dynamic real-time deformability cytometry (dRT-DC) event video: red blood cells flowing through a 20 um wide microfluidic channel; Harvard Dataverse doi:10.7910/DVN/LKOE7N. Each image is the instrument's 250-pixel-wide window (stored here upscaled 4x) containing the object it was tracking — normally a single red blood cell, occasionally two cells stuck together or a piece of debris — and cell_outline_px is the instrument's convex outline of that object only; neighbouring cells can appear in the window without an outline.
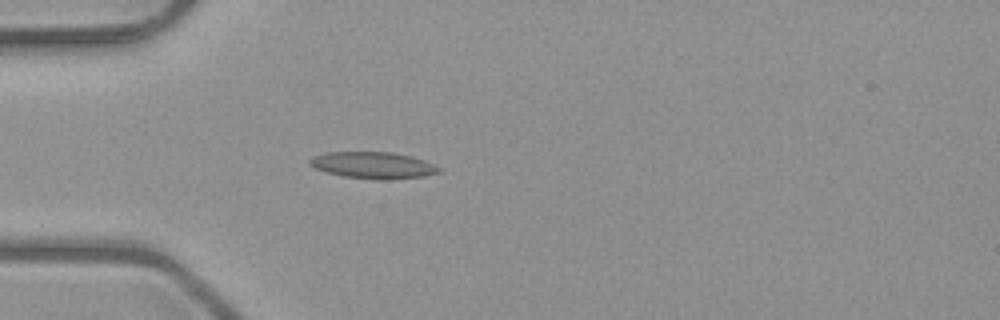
{"species": "common noctule bat (a hibernating species)", "species_latin": "Nyctalus noctula", "temperature_condition": "room temperature", "stored_images_in_passage": 45, "camera_frame_rate_fps": 3000, "um_per_image_px": 0.085, "animal": {"sex": "male", "body_mass_g": 23.1, "forearm_length_mm": 52.7}, "frame": {"image": 1, "passage_image": 9, "time_ms": 2.667, "image_size_px": [1000, 320], "cell_outline_px": [[440, 172], [424, 176], [344, 176], [328, 172], [316, 168], [308, 164], [308, 160], [312, 156], [328, 152], [392, 152], [412, 156], [424, 160], [440, 168]], "centroid_in_image_um": [31.65, 13.97], "position_along_channel_um": 53.4, "area_um2": 18.73}}
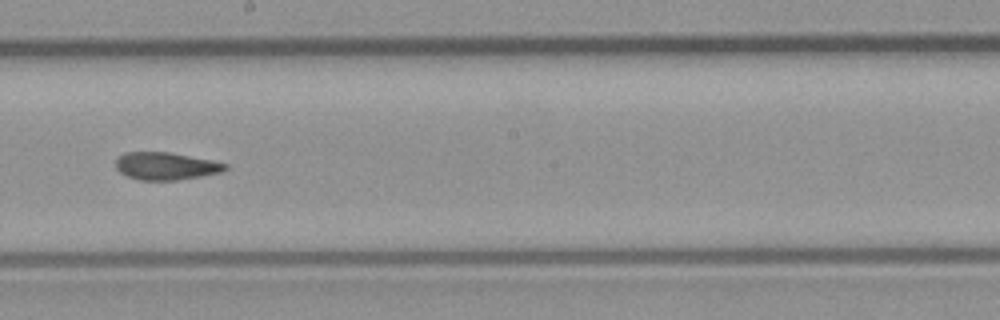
{"frame": {"image": 2, "passage_image": 23, "time_ms": 7.333, "image_size_px": [1000, 320], "cell_outline_px": [[228, 168], [220, 172], [200, 176], [176, 180], [140, 180], [128, 176], [120, 172], [116, 168], [116, 160], [124, 152], [168, 152], [212, 160], [228, 164]], "centroid_in_image_um": [14.09, 14.11], "position_along_channel_um": 234.1, "area_um2": 17.4}}
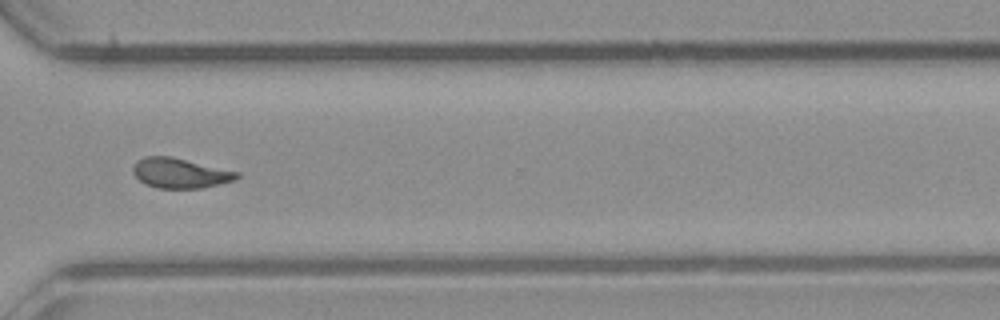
{"frame": {"image": 3, "passage_image": 32, "time_ms": 10.333, "image_size_px": [1000, 320], "cell_outline_px": [[240, 176], [236, 180], [204, 188], [156, 188], [144, 184], [132, 172], [132, 168], [136, 160], [144, 156], [172, 156], [240, 172]], "centroid_in_image_um": [15.31, 14.71], "position_along_channel_um": 355.3, "area_um2": 18.44}, "authors_computed_cell_mechanics": {"area_um2": 18.207, "velocity_mm_per_s": 4.0468, "shape_relaxation_time_tau1_ms": null, "shape_relaxation_time_tau2_ms": 1.6016, "deformation_change_tau1": null, "deformation_change_tau2": 0.0741}}